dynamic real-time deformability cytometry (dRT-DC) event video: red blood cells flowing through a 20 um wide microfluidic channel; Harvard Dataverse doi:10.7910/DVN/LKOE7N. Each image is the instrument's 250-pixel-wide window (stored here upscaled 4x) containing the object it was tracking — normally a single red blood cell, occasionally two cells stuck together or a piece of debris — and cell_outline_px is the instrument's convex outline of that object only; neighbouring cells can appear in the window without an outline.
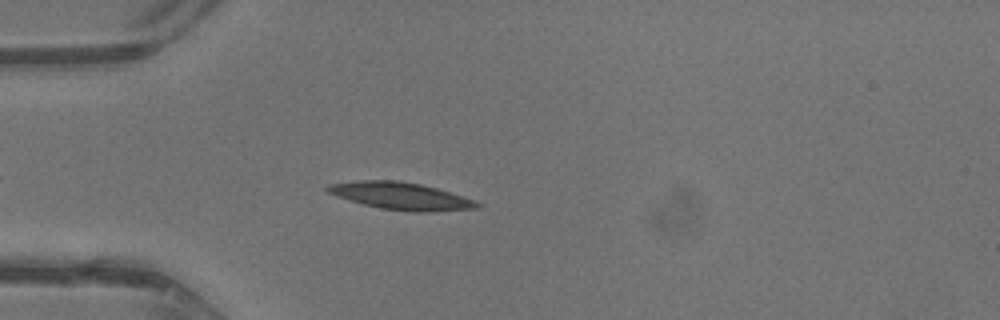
{"species": "common noctule bat (a hibernating species)", "species_latin": "Nyctalus noctula", "temperature_condition": "warm", "stored_images_in_passage": 31, "camera_frame_rate_fps": 3000, "um_per_image_px": 0.085, "animal": {"sex": "male", "body_mass_g": 13.3}, "frame": {"image": 1, "passage_image": 1, "time_ms": 0.0, "image_size_px": [1000, 320], "cell_outline_px": [[480, 204], [476, 208], [432, 212], [416, 212], [380, 208], [364, 204], [336, 196], [328, 192], [324, 188], [328, 184], [356, 180], [400, 180], [420, 184], [436, 188], [476, 200]], "centroid_in_image_um": [34.05, 16.65], "position_along_channel_um": 51.0, "area_um2": 23.7}}
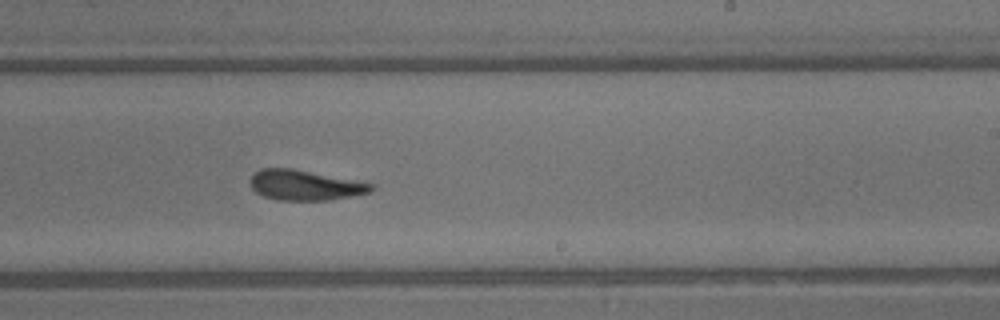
{"frame": {"image": 2, "passage_image": 15, "time_ms": 4.667, "image_size_px": [1000, 320], "cell_outline_px": [[376, 188], [372, 192], [352, 196], [328, 200], [276, 200], [264, 196], [256, 192], [252, 188], [248, 180], [260, 168], [292, 168], [356, 180], [372, 184]], "centroid_in_image_um": [25.92, 15.74], "position_along_channel_um": 263.1, "area_um2": 21.39}}
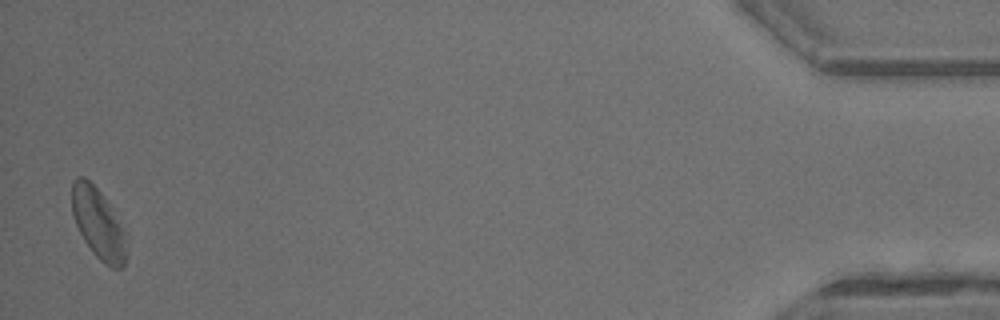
{"frame": {"image": 3, "passage_image": 31, "time_ms": 10.0, "image_size_px": [1000, 320], "cell_outline_px": [[124, 264], [120, 268], [112, 268], [104, 264], [92, 252], [84, 240], [76, 224], [72, 212], [72, 180], [76, 176], [84, 176], [100, 192], [108, 204], [120, 224], [124, 236]], "centroid_in_image_um": [8.29, 18.97], "position_along_channel_um": 426.9, "area_um2": 21.62}, "authors_computed_cell_mechanics": {"area_um2": 21.9062, "velocity_mm_per_s": 4.8137, "shape_relaxation_time_tau1_ms": 4.0627, "shape_relaxation_time_tau2_ms": 2.2308, "deformation_change_tau1": 0.1579, "deformation_change_tau2": 0.1083}}